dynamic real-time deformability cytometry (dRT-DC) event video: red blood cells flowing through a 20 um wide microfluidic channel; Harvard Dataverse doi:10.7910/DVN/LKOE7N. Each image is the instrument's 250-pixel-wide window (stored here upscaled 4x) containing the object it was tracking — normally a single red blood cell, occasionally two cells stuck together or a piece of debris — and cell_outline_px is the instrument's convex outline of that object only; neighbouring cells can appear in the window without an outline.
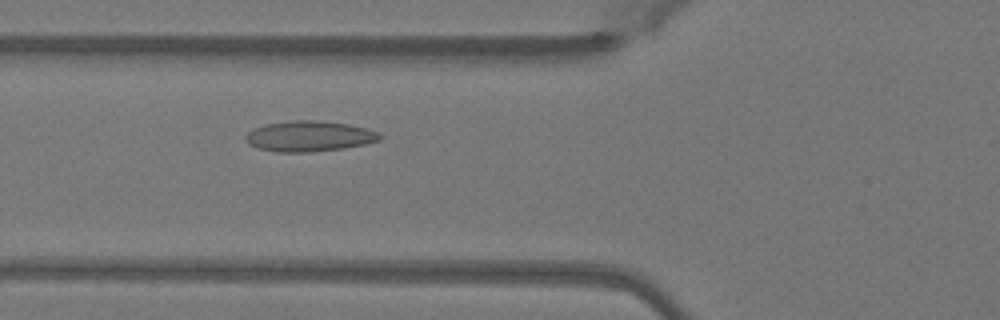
{"species": "Egyptian fruit bat (a non-hibernating species)", "species_latin": "Rousettus aegyptiacus", "temperature_condition": "warm", "stored_images_in_passage": 17, "camera_frame_rate_fps": 3000, "um_per_image_px": 0.085, "animal": {"sex": "female"}, "frame": {"image": 1, "passage_image": 12, "time_ms": 3.667, "image_size_px": [1000, 320], "cell_outline_px": [[384, 136], [380, 140], [364, 144], [344, 148], [312, 152], [276, 152], [256, 148], [248, 144], [244, 136], [248, 132], [264, 124], [288, 120], [316, 120], [348, 124], [368, 128], [380, 132]], "centroid_in_image_um": [26.3, 11.57], "position_along_channel_um": 99.5, "area_um2": 24.22}}
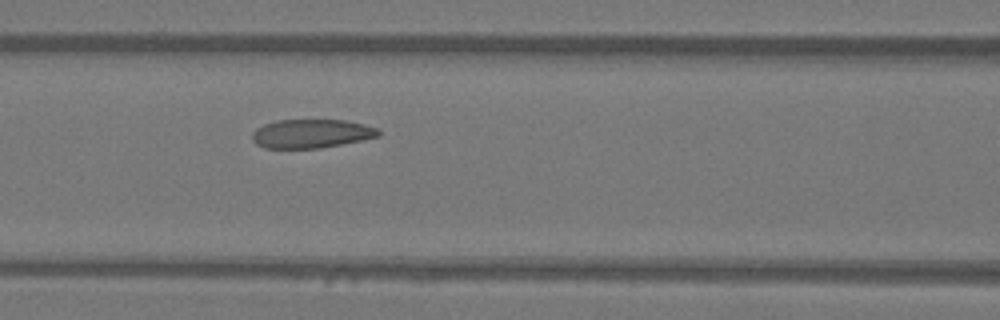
{"frame": {"image": 2, "passage_image": 15, "time_ms": 4.667, "image_size_px": [1000, 320], "cell_outline_px": [[380, 136], [320, 148], [264, 148], [256, 144], [252, 140], [252, 132], [256, 128], [264, 124], [276, 120], [344, 120], [364, 124], [376, 128], [380, 132]], "centroid_in_image_um": [26.42, 11.35], "position_along_channel_um": 140.2, "area_um2": 21.1}}